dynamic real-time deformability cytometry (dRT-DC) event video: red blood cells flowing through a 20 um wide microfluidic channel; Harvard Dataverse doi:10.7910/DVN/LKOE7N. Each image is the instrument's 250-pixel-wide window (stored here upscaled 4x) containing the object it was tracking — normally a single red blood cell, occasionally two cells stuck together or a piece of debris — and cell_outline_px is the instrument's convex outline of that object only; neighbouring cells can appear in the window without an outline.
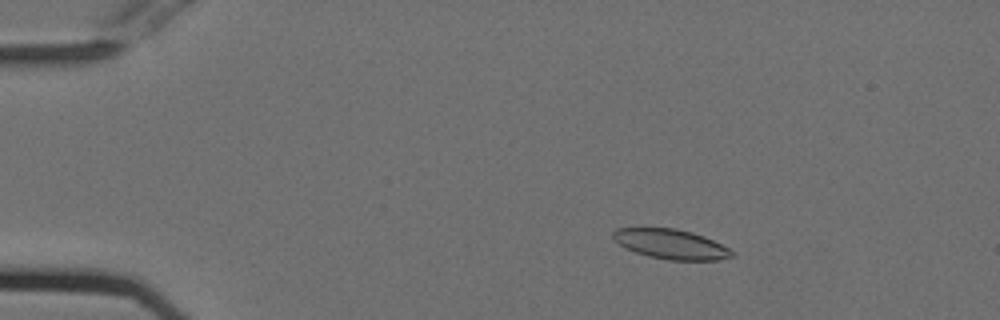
{"species": "Egyptian fruit bat (a non-hibernating species)", "species_latin": "Rousettus aegyptiacus", "temperature_condition": "cold", "stored_images_in_passage": 55, "camera_frame_rate_fps": 3000, "um_per_image_px": 0.085, "animal": {"sex": "female"}, "frame": {"image": 1, "passage_image": 10, "time_ms": 3.0, "image_size_px": [1000, 320], "cell_outline_px": [[736, 256], [720, 260], [668, 260], [648, 256], [624, 248], [612, 236], [612, 232], [616, 228], [640, 224], [676, 228], [692, 232], [704, 236], [736, 252]], "centroid_in_image_um": [56.97, 20.7], "position_along_channel_um": 28.0, "area_um2": 21.56}}
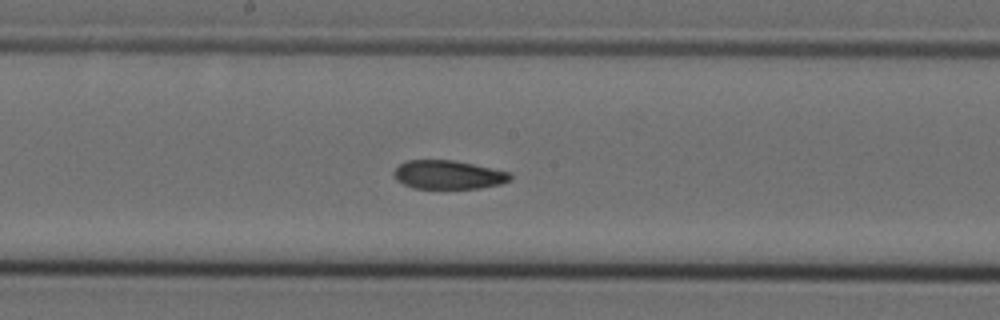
{"frame": {"image": 2, "passage_image": 30, "time_ms": 9.667, "image_size_px": [1000, 320], "cell_outline_px": [[512, 180], [500, 184], [480, 188], [412, 188], [396, 180], [392, 172], [400, 164], [408, 160], [452, 160], [492, 168], [508, 172], [512, 176]], "centroid_in_image_um": [38.09, 14.86], "position_along_channel_um": 210.1, "area_um2": 19.36}}
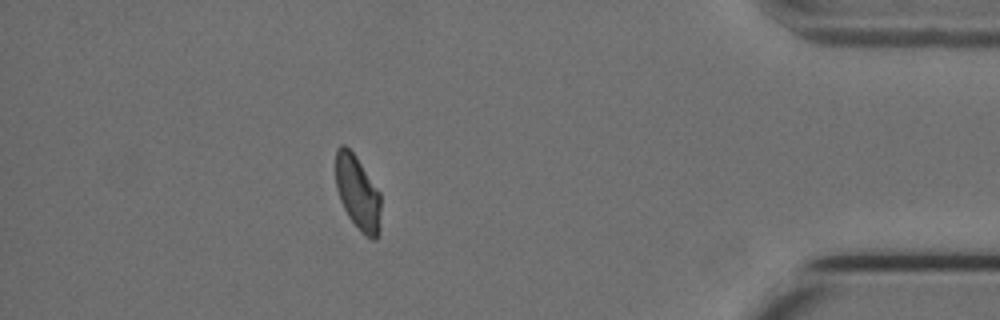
{"frame": {"image": 3, "passage_image": 49, "time_ms": 16.0, "image_size_px": [1000, 320], "cell_outline_px": [[380, 228], [376, 240], [372, 240], [364, 236], [360, 232], [348, 216], [340, 200], [336, 188], [336, 148], [340, 144], [344, 144], [356, 156], [380, 192]], "centroid_in_image_um": [30.41, 16.41], "position_along_channel_um": 404.8, "area_um2": 19.71}, "authors_computed_cell_mechanics": {"area_um2": 20.8658, "velocity_mm_per_s": 3.7326, "shape_relaxation_time_tau1_ms": null, "shape_relaxation_time_tau2_ms": 2.379, "deformation_change_tau1": null, "deformation_change_tau2": 0.0671}}